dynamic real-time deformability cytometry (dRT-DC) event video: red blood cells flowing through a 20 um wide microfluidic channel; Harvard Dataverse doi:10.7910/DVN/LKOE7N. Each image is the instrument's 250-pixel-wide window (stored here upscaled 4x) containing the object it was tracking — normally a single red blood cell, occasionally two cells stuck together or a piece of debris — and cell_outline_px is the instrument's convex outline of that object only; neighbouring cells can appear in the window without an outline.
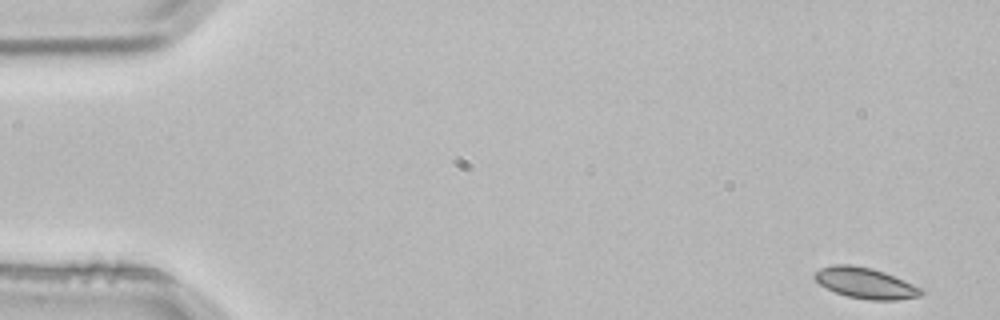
{"species": "common noctule bat (a hibernating species)", "species_latin": "Nyctalus noctula", "temperature_condition": "room temperature", "stored_images_in_passage": 52, "camera_frame_rate_fps": 3000, "um_per_image_px": 0.085, "animal": {"sex": "male", "body_mass_g": 21.5, "forearm_length_mm": 52.0}, "frame": {"image": 1, "passage_image": 1, "time_ms": 0.0, "image_size_px": [1000, 320], "cell_outline_px": [[924, 292], [920, 296], [896, 300], [868, 300], [848, 296], [836, 292], [820, 284], [812, 276], [820, 268], [832, 264], [852, 264], [872, 268], [884, 272], [924, 288]], "centroid_in_image_um": [73.58, 24.05], "position_along_channel_um": 11.4, "area_um2": 19.19}}
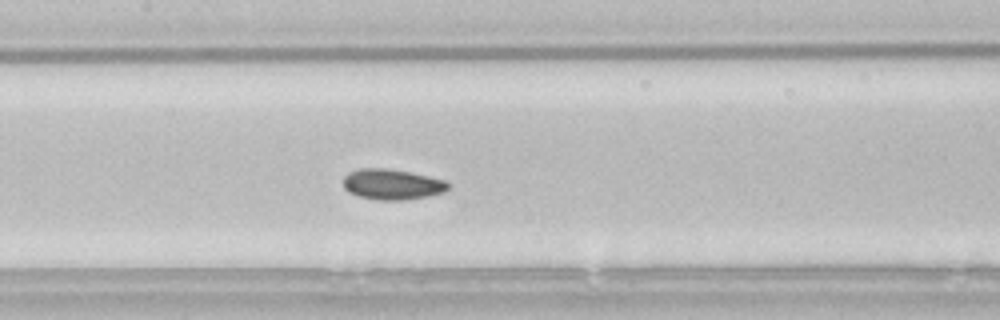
{"frame": {"image": 2, "passage_image": 24, "time_ms": 7.667, "image_size_px": [1000, 320], "cell_outline_px": [[452, 188], [444, 192], [428, 196], [408, 200], [376, 200], [360, 196], [348, 192], [344, 188], [344, 176], [348, 172], [360, 168], [384, 168], [412, 172], [444, 180], [452, 184]], "centroid_in_image_um": [33.37, 15.67], "position_along_channel_um": 174.0, "area_um2": 18.96}}
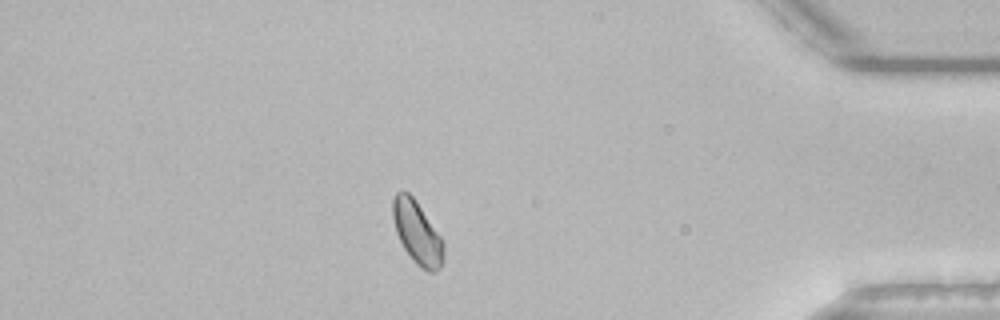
{"frame": {"image": 3, "passage_image": 45, "time_ms": 14.667, "image_size_px": [1000, 320], "cell_outline_px": [[444, 260], [440, 268], [436, 272], [428, 272], [420, 268], [412, 260], [404, 248], [396, 232], [392, 216], [392, 200], [396, 192], [408, 192], [416, 200], [440, 236], [444, 244]], "centroid_in_image_um": [35.46, 19.8], "position_along_channel_um": 399.7, "area_um2": 18.67}, "authors_computed_cell_mechanics": {"area_um2": 18.496, "velocity_mm_per_s": 3.7975, "shape_relaxation_time_tau1_ms": 6.4114, "shape_relaxation_time_tau2_ms": 1.3959, "deformation_change_tau1": 0.0637, "deformation_change_tau2": 0.0378}}